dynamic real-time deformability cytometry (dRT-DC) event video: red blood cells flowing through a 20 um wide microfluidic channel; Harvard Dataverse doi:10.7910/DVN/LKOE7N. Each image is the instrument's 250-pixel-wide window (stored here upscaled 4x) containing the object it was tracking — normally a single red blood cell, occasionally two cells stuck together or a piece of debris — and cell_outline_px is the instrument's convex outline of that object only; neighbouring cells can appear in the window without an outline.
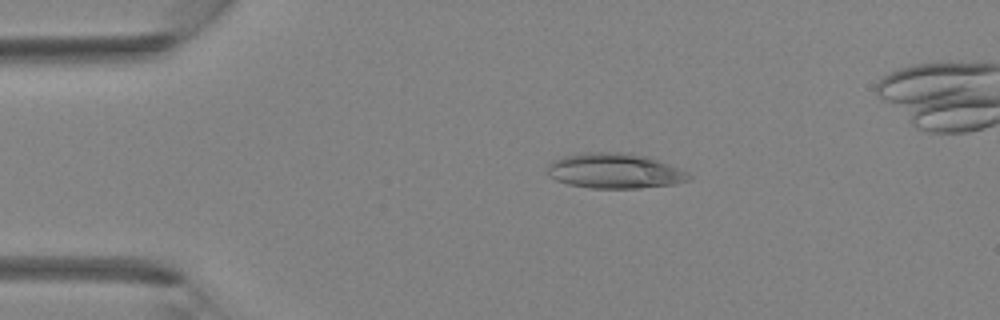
{"species": "Egyptian fruit bat (a non-hibernating species)", "species_latin": "Rousettus aegyptiacus", "temperature_condition": "room temperature", "stored_images_in_passage": 38, "camera_frame_rate_fps": 3000, "um_per_image_px": 0.085, "animal": {"sex": "female"}, "frame": {"image": 1, "passage_image": 8, "time_ms": 2.333, "image_size_px": [1000, 320], "cell_outline_px": [[692, 180], [676, 184], [640, 188], [592, 188], [568, 184], [556, 180], [548, 176], [548, 164], [552, 160], [564, 156], [584, 152], [628, 152], [648, 156], [688, 172], [692, 176]], "centroid_in_image_um": [52.27, 14.52], "position_along_channel_um": 32.7, "area_um2": 29.3}}
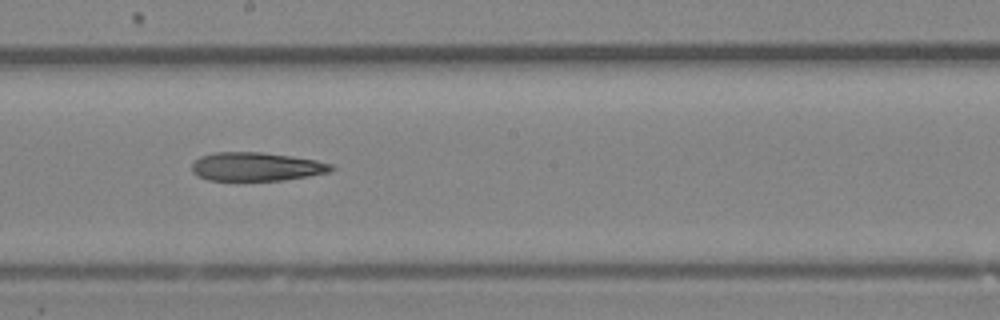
{"frame": {"image": 2, "passage_image": 22, "time_ms": 7.0, "image_size_px": [1000, 320], "cell_outline_px": [[336, 168], [332, 172], [284, 180], [208, 180], [196, 176], [192, 172], [192, 164], [200, 156], [216, 152], [260, 152], [292, 156], [316, 160], [332, 164]], "centroid_in_image_um": [21.81, 14.17], "position_along_channel_um": 226.4, "area_um2": 23.35}}
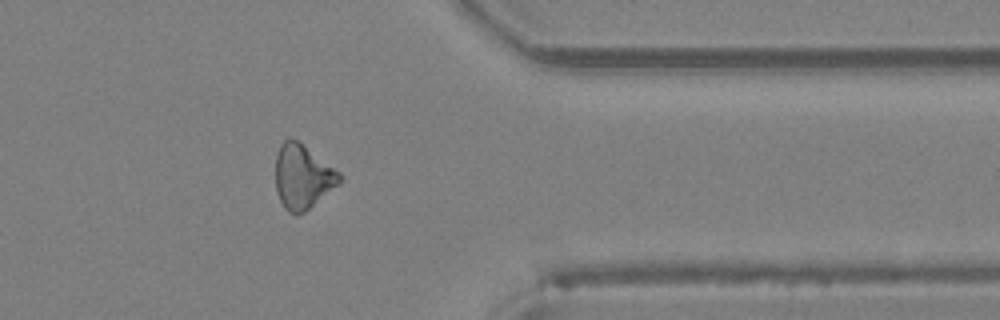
{"frame": {"image": 3, "passage_image": 32, "time_ms": 10.333, "image_size_px": [1000, 320], "cell_outline_px": [[344, 176], [340, 184], [304, 212], [296, 216], [288, 212], [284, 208], [276, 192], [276, 156], [280, 144], [288, 136], [296, 140], [340, 172]], "centroid_in_image_um": [25.72, 15.04], "position_along_channel_um": 385.7, "area_um2": 24.04}}